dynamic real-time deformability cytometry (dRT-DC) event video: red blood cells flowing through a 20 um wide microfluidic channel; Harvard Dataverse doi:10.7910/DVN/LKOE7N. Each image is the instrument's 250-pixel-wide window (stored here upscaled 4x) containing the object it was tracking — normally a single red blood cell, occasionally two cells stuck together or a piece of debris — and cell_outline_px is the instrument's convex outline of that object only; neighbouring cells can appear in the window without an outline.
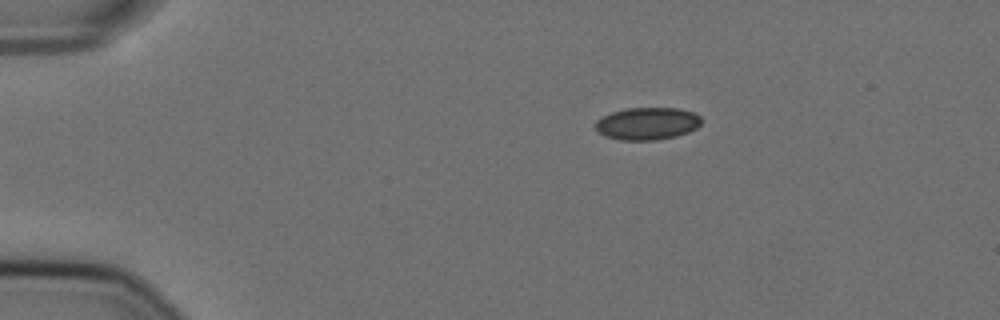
{"species": "Egyptian fruit bat (a non-hibernating species)", "species_latin": "Rousettus aegyptiacus", "temperature_condition": "cold", "stored_images_in_passage": 48, "camera_frame_rate_fps": 3000, "um_per_image_px": 0.085, "animal": {"sex": "female"}, "frame": {"image": 1, "passage_image": 2, "time_ms": 0.333, "image_size_px": [1000, 320], "cell_outline_px": [[704, 120], [696, 128], [688, 132], [676, 136], [656, 140], [620, 140], [604, 136], [596, 132], [596, 120], [612, 112], [628, 108], [680, 108], [692, 112], [700, 116]], "centroid_in_image_um": [55.03, 10.51], "position_along_channel_um": 30.0, "area_um2": 20.11}}
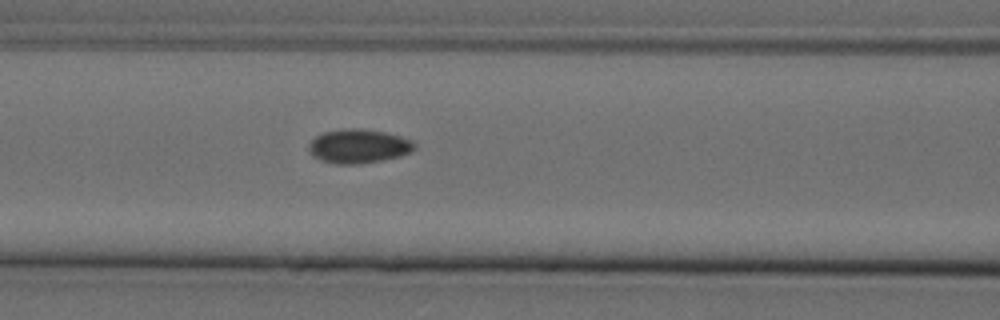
{"frame": {"image": 2, "passage_image": 16, "time_ms": 5.0, "image_size_px": [1000, 320], "cell_outline_px": [[416, 148], [412, 152], [400, 156], [384, 160], [360, 164], [336, 164], [320, 160], [312, 156], [308, 152], [308, 144], [316, 136], [324, 132], [352, 128], [356, 128], [384, 132], [400, 136], [412, 140], [416, 144]], "centroid_in_image_um": [30.48, 12.44], "position_along_channel_um": 136.1, "area_um2": 21.1}}
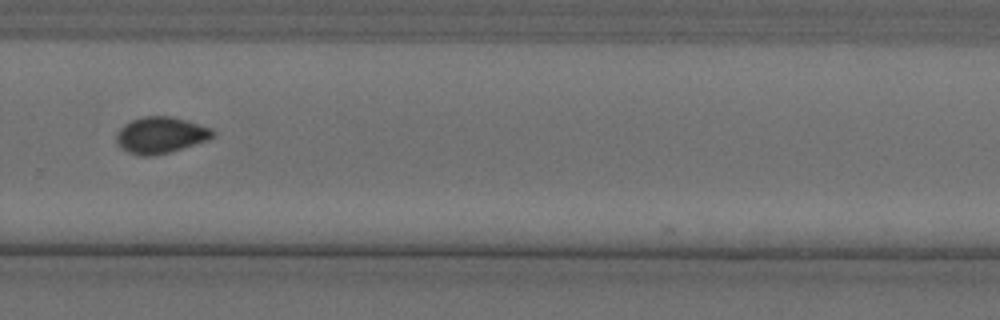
{"frame": {"image": 3, "passage_image": 31, "time_ms": 10.0, "image_size_px": [1000, 320], "cell_outline_px": [[216, 132], [208, 140], [156, 156], [140, 156], [128, 152], [120, 148], [116, 144], [116, 132], [124, 124], [132, 120], [144, 116], [172, 116], [212, 128]], "centroid_in_image_um": [13.62, 11.49], "position_along_channel_um": 316.2, "area_um2": 20.58}, "authors_computed_cell_mechanics": {"area_um2": 20.1722, "velocity_mm_per_s": 3.6143, "shape_relaxation_time_tau1_ms": null, "shape_relaxation_time_tau2_ms": 3.0891, "deformation_change_tau1": null, "deformation_change_tau2": 0.0392}}